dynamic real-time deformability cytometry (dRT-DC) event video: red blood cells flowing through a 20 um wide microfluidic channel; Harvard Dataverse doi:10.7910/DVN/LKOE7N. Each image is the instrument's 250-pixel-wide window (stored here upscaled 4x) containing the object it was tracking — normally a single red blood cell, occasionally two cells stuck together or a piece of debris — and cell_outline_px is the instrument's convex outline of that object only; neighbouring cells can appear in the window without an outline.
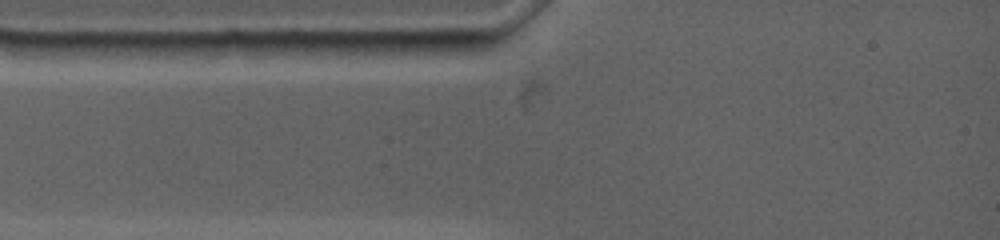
{"species": "common noctule bat (a hibernating species)", "species_latin": "Nyctalus noctula", "temperature_condition": "warm", "stored_images_in_passage": 2, "camera_frame_rate_fps": 4500, "um_per_image_px": 0.085, "animal": {"sex": "female", "body_mass_g": 19.0, "forearm_length_mm": 53.3}, "frame": {"image": 1, "passage_image": 1, "time_ms": 0.0, "image_size_px": [1000, 240], "cell_outline_px": [[256, 44], [244, 52], [212, 60], [132, 60], [104, 44], [224, 40], [244, 40]], "centroid_in_image_um": [15.48, 4.24], "position_along_channel_um": 69.5, "area_um2": 16.47}}